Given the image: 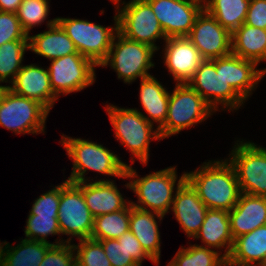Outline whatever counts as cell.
Here are the masks:
<instances>
[{
  "mask_svg": "<svg viewBox=\"0 0 266 266\" xmlns=\"http://www.w3.org/2000/svg\"><path fill=\"white\" fill-rule=\"evenodd\" d=\"M78 266H111L100 241L86 238L73 244Z\"/></svg>",
  "mask_w": 266,
  "mask_h": 266,
  "instance_id": "cell-34",
  "label": "cell"
},
{
  "mask_svg": "<svg viewBox=\"0 0 266 266\" xmlns=\"http://www.w3.org/2000/svg\"><path fill=\"white\" fill-rule=\"evenodd\" d=\"M23 0H0V11L16 13Z\"/></svg>",
  "mask_w": 266,
  "mask_h": 266,
  "instance_id": "cell-42",
  "label": "cell"
},
{
  "mask_svg": "<svg viewBox=\"0 0 266 266\" xmlns=\"http://www.w3.org/2000/svg\"><path fill=\"white\" fill-rule=\"evenodd\" d=\"M166 36L187 37L204 9L201 0H146Z\"/></svg>",
  "mask_w": 266,
  "mask_h": 266,
  "instance_id": "cell-14",
  "label": "cell"
},
{
  "mask_svg": "<svg viewBox=\"0 0 266 266\" xmlns=\"http://www.w3.org/2000/svg\"><path fill=\"white\" fill-rule=\"evenodd\" d=\"M266 255V225L236 237L227 265L254 266L259 265Z\"/></svg>",
  "mask_w": 266,
  "mask_h": 266,
  "instance_id": "cell-25",
  "label": "cell"
},
{
  "mask_svg": "<svg viewBox=\"0 0 266 266\" xmlns=\"http://www.w3.org/2000/svg\"><path fill=\"white\" fill-rule=\"evenodd\" d=\"M245 24L266 30V0H251Z\"/></svg>",
  "mask_w": 266,
  "mask_h": 266,
  "instance_id": "cell-41",
  "label": "cell"
},
{
  "mask_svg": "<svg viewBox=\"0 0 266 266\" xmlns=\"http://www.w3.org/2000/svg\"><path fill=\"white\" fill-rule=\"evenodd\" d=\"M50 61V84L58 97L61 93L66 95L93 85L97 65L89 58L74 53Z\"/></svg>",
  "mask_w": 266,
  "mask_h": 266,
  "instance_id": "cell-13",
  "label": "cell"
},
{
  "mask_svg": "<svg viewBox=\"0 0 266 266\" xmlns=\"http://www.w3.org/2000/svg\"><path fill=\"white\" fill-rule=\"evenodd\" d=\"M227 259L222 252L204 247L203 245H190L180 247L167 266H226Z\"/></svg>",
  "mask_w": 266,
  "mask_h": 266,
  "instance_id": "cell-30",
  "label": "cell"
},
{
  "mask_svg": "<svg viewBox=\"0 0 266 266\" xmlns=\"http://www.w3.org/2000/svg\"><path fill=\"white\" fill-rule=\"evenodd\" d=\"M111 266H140L117 239L99 240Z\"/></svg>",
  "mask_w": 266,
  "mask_h": 266,
  "instance_id": "cell-39",
  "label": "cell"
},
{
  "mask_svg": "<svg viewBox=\"0 0 266 266\" xmlns=\"http://www.w3.org/2000/svg\"><path fill=\"white\" fill-rule=\"evenodd\" d=\"M215 111L187 83L176 84L168 100L165 123L159 128L162 139L205 121Z\"/></svg>",
  "mask_w": 266,
  "mask_h": 266,
  "instance_id": "cell-5",
  "label": "cell"
},
{
  "mask_svg": "<svg viewBox=\"0 0 266 266\" xmlns=\"http://www.w3.org/2000/svg\"><path fill=\"white\" fill-rule=\"evenodd\" d=\"M255 62L234 54L222 57V78L246 101L266 74Z\"/></svg>",
  "mask_w": 266,
  "mask_h": 266,
  "instance_id": "cell-19",
  "label": "cell"
},
{
  "mask_svg": "<svg viewBox=\"0 0 266 266\" xmlns=\"http://www.w3.org/2000/svg\"><path fill=\"white\" fill-rule=\"evenodd\" d=\"M251 0H205L204 9L231 34L245 23Z\"/></svg>",
  "mask_w": 266,
  "mask_h": 266,
  "instance_id": "cell-28",
  "label": "cell"
},
{
  "mask_svg": "<svg viewBox=\"0 0 266 266\" xmlns=\"http://www.w3.org/2000/svg\"><path fill=\"white\" fill-rule=\"evenodd\" d=\"M156 51L150 45L129 40L118 32L113 39L107 58L100 66H111L119 79L130 84L139 77L141 80L151 76L148 70L155 66L151 60Z\"/></svg>",
  "mask_w": 266,
  "mask_h": 266,
  "instance_id": "cell-7",
  "label": "cell"
},
{
  "mask_svg": "<svg viewBox=\"0 0 266 266\" xmlns=\"http://www.w3.org/2000/svg\"><path fill=\"white\" fill-rule=\"evenodd\" d=\"M8 88L18 95L39 102L49 112L58 99L50 84L48 68L44 69L36 64L22 66Z\"/></svg>",
  "mask_w": 266,
  "mask_h": 266,
  "instance_id": "cell-17",
  "label": "cell"
},
{
  "mask_svg": "<svg viewBox=\"0 0 266 266\" xmlns=\"http://www.w3.org/2000/svg\"><path fill=\"white\" fill-rule=\"evenodd\" d=\"M14 40H29V37L16 13L0 11V46Z\"/></svg>",
  "mask_w": 266,
  "mask_h": 266,
  "instance_id": "cell-36",
  "label": "cell"
},
{
  "mask_svg": "<svg viewBox=\"0 0 266 266\" xmlns=\"http://www.w3.org/2000/svg\"><path fill=\"white\" fill-rule=\"evenodd\" d=\"M175 192L172 212L187 237L194 238L202 226L208 208L186 180Z\"/></svg>",
  "mask_w": 266,
  "mask_h": 266,
  "instance_id": "cell-18",
  "label": "cell"
},
{
  "mask_svg": "<svg viewBox=\"0 0 266 266\" xmlns=\"http://www.w3.org/2000/svg\"><path fill=\"white\" fill-rule=\"evenodd\" d=\"M82 192L93 217L125 209L130 201L124 200L117 185L109 179L82 182Z\"/></svg>",
  "mask_w": 266,
  "mask_h": 266,
  "instance_id": "cell-21",
  "label": "cell"
},
{
  "mask_svg": "<svg viewBox=\"0 0 266 266\" xmlns=\"http://www.w3.org/2000/svg\"><path fill=\"white\" fill-rule=\"evenodd\" d=\"M52 246L26 238L22 239L16 247L9 244L3 266H39Z\"/></svg>",
  "mask_w": 266,
  "mask_h": 266,
  "instance_id": "cell-29",
  "label": "cell"
},
{
  "mask_svg": "<svg viewBox=\"0 0 266 266\" xmlns=\"http://www.w3.org/2000/svg\"><path fill=\"white\" fill-rule=\"evenodd\" d=\"M60 143L66 149L68 157L73 160V168L68 181L89 182L90 180L85 178L88 170L122 179L126 178L125 171L128 164L121 161L116 154L103 145L65 135H62Z\"/></svg>",
  "mask_w": 266,
  "mask_h": 266,
  "instance_id": "cell-3",
  "label": "cell"
},
{
  "mask_svg": "<svg viewBox=\"0 0 266 266\" xmlns=\"http://www.w3.org/2000/svg\"><path fill=\"white\" fill-rule=\"evenodd\" d=\"M49 111L39 102L14 93L9 88L0 102V126L16 134L45 131Z\"/></svg>",
  "mask_w": 266,
  "mask_h": 266,
  "instance_id": "cell-10",
  "label": "cell"
},
{
  "mask_svg": "<svg viewBox=\"0 0 266 266\" xmlns=\"http://www.w3.org/2000/svg\"><path fill=\"white\" fill-rule=\"evenodd\" d=\"M140 83L139 98L147 115L145 116L142 112L141 114L150 123L159 124L157 126L159 129L166 121L170 93L152 75L141 79Z\"/></svg>",
  "mask_w": 266,
  "mask_h": 266,
  "instance_id": "cell-26",
  "label": "cell"
},
{
  "mask_svg": "<svg viewBox=\"0 0 266 266\" xmlns=\"http://www.w3.org/2000/svg\"><path fill=\"white\" fill-rule=\"evenodd\" d=\"M49 0H23L18 7L16 15L22 25L23 30L30 35L34 26L40 25L48 16Z\"/></svg>",
  "mask_w": 266,
  "mask_h": 266,
  "instance_id": "cell-35",
  "label": "cell"
},
{
  "mask_svg": "<svg viewBox=\"0 0 266 266\" xmlns=\"http://www.w3.org/2000/svg\"><path fill=\"white\" fill-rule=\"evenodd\" d=\"M119 243H122L127 249L128 253L131 254V257L141 266L142 261L146 258L150 259L153 263L158 265L142 248L141 243L134 236V234L129 230L124 233L118 239Z\"/></svg>",
  "mask_w": 266,
  "mask_h": 266,
  "instance_id": "cell-40",
  "label": "cell"
},
{
  "mask_svg": "<svg viewBox=\"0 0 266 266\" xmlns=\"http://www.w3.org/2000/svg\"><path fill=\"white\" fill-rule=\"evenodd\" d=\"M130 204L122 210L103 214L94 218L92 239H118L129 231Z\"/></svg>",
  "mask_w": 266,
  "mask_h": 266,
  "instance_id": "cell-31",
  "label": "cell"
},
{
  "mask_svg": "<svg viewBox=\"0 0 266 266\" xmlns=\"http://www.w3.org/2000/svg\"><path fill=\"white\" fill-rule=\"evenodd\" d=\"M110 123L115 130V138L124 145L132 156L143 165L149 160V145L151 140H161L159 129L147 121L136 108H120L106 105Z\"/></svg>",
  "mask_w": 266,
  "mask_h": 266,
  "instance_id": "cell-4",
  "label": "cell"
},
{
  "mask_svg": "<svg viewBox=\"0 0 266 266\" xmlns=\"http://www.w3.org/2000/svg\"><path fill=\"white\" fill-rule=\"evenodd\" d=\"M39 266H76L73 244L66 242L52 246Z\"/></svg>",
  "mask_w": 266,
  "mask_h": 266,
  "instance_id": "cell-37",
  "label": "cell"
},
{
  "mask_svg": "<svg viewBox=\"0 0 266 266\" xmlns=\"http://www.w3.org/2000/svg\"><path fill=\"white\" fill-rule=\"evenodd\" d=\"M1 83V82H0ZM8 89V86L7 85H0V102H1V99L3 98V95L5 94L6 90Z\"/></svg>",
  "mask_w": 266,
  "mask_h": 266,
  "instance_id": "cell-44",
  "label": "cell"
},
{
  "mask_svg": "<svg viewBox=\"0 0 266 266\" xmlns=\"http://www.w3.org/2000/svg\"><path fill=\"white\" fill-rule=\"evenodd\" d=\"M201 239L204 247L221 249L225 247L223 256L230 255L234 239L230 231L229 211L208 209L202 226L194 239Z\"/></svg>",
  "mask_w": 266,
  "mask_h": 266,
  "instance_id": "cell-23",
  "label": "cell"
},
{
  "mask_svg": "<svg viewBox=\"0 0 266 266\" xmlns=\"http://www.w3.org/2000/svg\"><path fill=\"white\" fill-rule=\"evenodd\" d=\"M113 3H114V5H116V6H119L120 5V1L121 0H111Z\"/></svg>",
  "mask_w": 266,
  "mask_h": 266,
  "instance_id": "cell-46",
  "label": "cell"
},
{
  "mask_svg": "<svg viewBox=\"0 0 266 266\" xmlns=\"http://www.w3.org/2000/svg\"><path fill=\"white\" fill-rule=\"evenodd\" d=\"M156 216V217H155ZM164 216L151 211H145L133 207L130 204V222L129 230L141 243L146 253L159 264L160 234L156 218L161 221Z\"/></svg>",
  "mask_w": 266,
  "mask_h": 266,
  "instance_id": "cell-24",
  "label": "cell"
},
{
  "mask_svg": "<svg viewBox=\"0 0 266 266\" xmlns=\"http://www.w3.org/2000/svg\"><path fill=\"white\" fill-rule=\"evenodd\" d=\"M114 16V27H104L88 20L56 18L81 55L92 60L97 66L107 58L113 39L118 33V17Z\"/></svg>",
  "mask_w": 266,
  "mask_h": 266,
  "instance_id": "cell-6",
  "label": "cell"
},
{
  "mask_svg": "<svg viewBox=\"0 0 266 266\" xmlns=\"http://www.w3.org/2000/svg\"><path fill=\"white\" fill-rule=\"evenodd\" d=\"M237 142L228 161L235 169L241 192L266 197V148L249 141Z\"/></svg>",
  "mask_w": 266,
  "mask_h": 266,
  "instance_id": "cell-11",
  "label": "cell"
},
{
  "mask_svg": "<svg viewBox=\"0 0 266 266\" xmlns=\"http://www.w3.org/2000/svg\"><path fill=\"white\" fill-rule=\"evenodd\" d=\"M57 217L58 216L28 215L24 231L26 239L44 242L53 246L66 243V240L63 238H61V241L59 239H57V241L55 240V243L47 241L48 235L59 236V234H61Z\"/></svg>",
  "mask_w": 266,
  "mask_h": 266,
  "instance_id": "cell-33",
  "label": "cell"
},
{
  "mask_svg": "<svg viewBox=\"0 0 266 266\" xmlns=\"http://www.w3.org/2000/svg\"><path fill=\"white\" fill-rule=\"evenodd\" d=\"M232 54L245 60L266 61V30L243 23L231 34Z\"/></svg>",
  "mask_w": 266,
  "mask_h": 266,
  "instance_id": "cell-27",
  "label": "cell"
},
{
  "mask_svg": "<svg viewBox=\"0 0 266 266\" xmlns=\"http://www.w3.org/2000/svg\"><path fill=\"white\" fill-rule=\"evenodd\" d=\"M8 247H9V242L5 241L3 243H0V266H3V264H4L5 257L7 255V251H8Z\"/></svg>",
  "mask_w": 266,
  "mask_h": 266,
  "instance_id": "cell-43",
  "label": "cell"
},
{
  "mask_svg": "<svg viewBox=\"0 0 266 266\" xmlns=\"http://www.w3.org/2000/svg\"><path fill=\"white\" fill-rule=\"evenodd\" d=\"M187 84L214 110H238L245 100L222 78V57L204 60ZM224 107V108H223Z\"/></svg>",
  "mask_w": 266,
  "mask_h": 266,
  "instance_id": "cell-8",
  "label": "cell"
},
{
  "mask_svg": "<svg viewBox=\"0 0 266 266\" xmlns=\"http://www.w3.org/2000/svg\"><path fill=\"white\" fill-rule=\"evenodd\" d=\"M229 218L233 239L266 225V197L241 193Z\"/></svg>",
  "mask_w": 266,
  "mask_h": 266,
  "instance_id": "cell-20",
  "label": "cell"
},
{
  "mask_svg": "<svg viewBox=\"0 0 266 266\" xmlns=\"http://www.w3.org/2000/svg\"><path fill=\"white\" fill-rule=\"evenodd\" d=\"M126 178H132L127 184L126 188L133 190L138 196V202H131L130 204L138 209L155 212L165 216L171 209L174 200V189L185 181V172L179 178L177 187L176 168L167 167L157 172H152L145 177H138L137 172L132 166L127 165L125 171ZM148 207V208H147ZM150 209V210H149Z\"/></svg>",
  "mask_w": 266,
  "mask_h": 266,
  "instance_id": "cell-2",
  "label": "cell"
},
{
  "mask_svg": "<svg viewBox=\"0 0 266 266\" xmlns=\"http://www.w3.org/2000/svg\"><path fill=\"white\" fill-rule=\"evenodd\" d=\"M28 49L29 40L9 41L0 46V82L12 83L14 81L23 66L24 54Z\"/></svg>",
  "mask_w": 266,
  "mask_h": 266,
  "instance_id": "cell-32",
  "label": "cell"
},
{
  "mask_svg": "<svg viewBox=\"0 0 266 266\" xmlns=\"http://www.w3.org/2000/svg\"><path fill=\"white\" fill-rule=\"evenodd\" d=\"M165 43L164 65L176 84L187 83L204 61L203 57L187 37H169Z\"/></svg>",
  "mask_w": 266,
  "mask_h": 266,
  "instance_id": "cell-16",
  "label": "cell"
},
{
  "mask_svg": "<svg viewBox=\"0 0 266 266\" xmlns=\"http://www.w3.org/2000/svg\"><path fill=\"white\" fill-rule=\"evenodd\" d=\"M187 38L204 60H213L232 53L231 33L205 9L196 17Z\"/></svg>",
  "mask_w": 266,
  "mask_h": 266,
  "instance_id": "cell-15",
  "label": "cell"
},
{
  "mask_svg": "<svg viewBox=\"0 0 266 266\" xmlns=\"http://www.w3.org/2000/svg\"><path fill=\"white\" fill-rule=\"evenodd\" d=\"M117 8L118 32L125 38L150 45L159 50L156 39L166 40V36L151 6L144 0L122 2Z\"/></svg>",
  "mask_w": 266,
  "mask_h": 266,
  "instance_id": "cell-12",
  "label": "cell"
},
{
  "mask_svg": "<svg viewBox=\"0 0 266 266\" xmlns=\"http://www.w3.org/2000/svg\"><path fill=\"white\" fill-rule=\"evenodd\" d=\"M185 180L208 209L230 211L242 193L235 169L228 158L204 162L199 169L185 172Z\"/></svg>",
  "mask_w": 266,
  "mask_h": 266,
  "instance_id": "cell-1",
  "label": "cell"
},
{
  "mask_svg": "<svg viewBox=\"0 0 266 266\" xmlns=\"http://www.w3.org/2000/svg\"><path fill=\"white\" fill-rule=\"evenodd\" d=\"M61 184L41 194L33 203L29 215L58 216Z\"/></svg>",
  "mask_w": 266,
  "mask_h": 266,
  "instance_id": "cell-38",
  "label": "cell"
},
{
  "mask_svg": "<svg viewBox=\"0 0 266 266\" xmlns=\"http://www.w3.org/2000/svg\"><path fill=\"white\" fill-rule=\"evenodd\" d=\"M259 266H266V255H265L263 261L259 264Z\"/></svg>",
  "mask_w": 266,
  "mask_h": 266,
  "instance_id": "cell-45",
  "label": "cell"
},
{
  "mask_svg": "<svg viewBox=\"0 0 266 266\" xmlns=\"http://www.w3.org/2000/svg\"><path fill=\"white\" fill-rule=\"evenodd\" d=\"M57 218L61 235L71 236L66 242L71 243L73 237L79 240L91 237L94 217L86 205L82 182L74 183L66 180L61 184Z\"/></svg>",
  "mask_w": 266,
  "mask_h": 266,
  "instance_id": "cell-9",
  "label": "cell"
},
{
  "mask_svg": "<svg viewBox=\"0 0 266 266\" xmlns=\"http://www.w3.org/2000/svg\"><path fill=\"white\" fill-rule=\"evenodd\" d=\"M47 28L43 33L28 36L29 50L49 60L78 53L75 44L56 22V18L47 21Z\"/></svg>",
  "mask_w": 266,
  "mask_h": 266,
  "instance_id": "cell-22",
  "label": "cell"
}]
</instances>
